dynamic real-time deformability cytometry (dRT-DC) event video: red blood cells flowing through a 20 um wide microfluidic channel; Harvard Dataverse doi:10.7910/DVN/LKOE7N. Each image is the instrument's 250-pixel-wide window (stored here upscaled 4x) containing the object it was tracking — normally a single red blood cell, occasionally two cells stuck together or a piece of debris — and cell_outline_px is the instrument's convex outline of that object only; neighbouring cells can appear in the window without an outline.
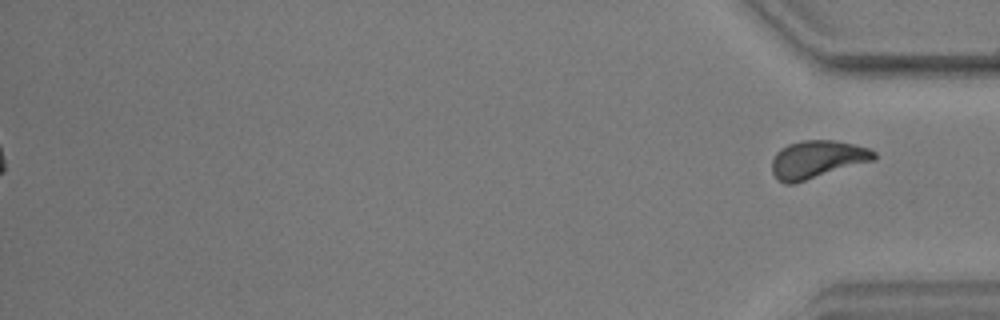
{"species": "common noctule bat (a hibernating species)", "species_latin": "Nyctalus noctula", "temperature_condition": "warm", "stored_images_in_passage": 44, "segment_of_instrument_passage": [2, 2], "camera_frame_rate_fps": 3000, "um_per_image_px": 0.085, "animal": {"sex": "male", "body_mass_g": 17.9, "forearm_length_mm": 54.2}, "frame": {"image": 1, "passage_image": 44, "time_ms": 14.333, "image_size_px": [1000, 320], "cell_outline_px": [[876, 160], [792, 184], [784, 184], [772, 172], [772, 160], [776, 152], [780, 148], [788, 144], [800, 140], [836, 140], [868, 148], [876, 152]], "centroid_in_image_um": [69.46, 13.53], "position_along_channel_um": 365.7, "area_um2": 22.48}}